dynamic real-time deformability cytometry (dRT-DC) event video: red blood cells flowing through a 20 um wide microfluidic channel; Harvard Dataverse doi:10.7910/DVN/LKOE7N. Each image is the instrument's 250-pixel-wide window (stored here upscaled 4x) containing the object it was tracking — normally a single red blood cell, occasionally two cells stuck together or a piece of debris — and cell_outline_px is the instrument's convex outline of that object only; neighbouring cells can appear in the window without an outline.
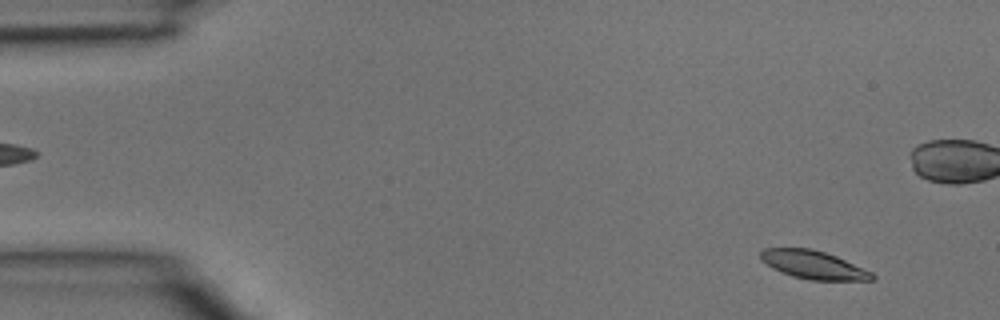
{"species": "common noctule bat (a hibernating species)", "species_latin": "Nyctalus noctula", "temperature_condition": "room temperature", "stored_images_in_passage": 3, "camera_frame_rate_fps": 3000, "um_per_image_px": 0.085, "animal": {"sex": "male", "body_mass_g": 15.6}, "frame": {"image": 1, "passage_image": 3, "time_ms": 0.667, "image_size_px": [1000, 320], "cell_outline_px": [[876, 280], [808, 280], [792, 276], [772, 268], [760, 260], [760, 252], [764, 248], [812, 248], [836, 256], [872, 272], [876, 276]], "centroid_in_image_um": [69.13, 22.51], "position_along_channel_um": 15.9, "area_um2": 18.38}}